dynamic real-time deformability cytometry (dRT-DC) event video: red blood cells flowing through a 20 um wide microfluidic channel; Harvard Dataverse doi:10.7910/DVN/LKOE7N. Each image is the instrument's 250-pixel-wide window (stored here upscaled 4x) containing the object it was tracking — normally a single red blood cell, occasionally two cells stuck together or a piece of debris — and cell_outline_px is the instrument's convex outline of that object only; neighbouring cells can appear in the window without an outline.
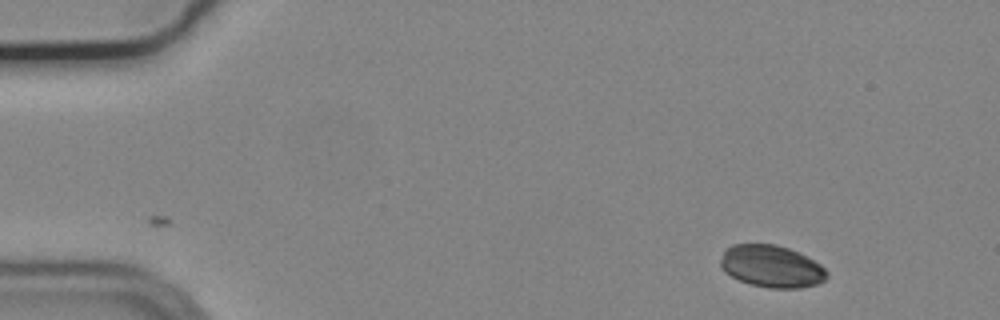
{"species": "common noctule bat (a hibernating species)", "species_latin": "Nyctalus noctula", "temperature_condition": "cold", "stored_images_in_passage": 48, "camera_frame_rate_fps": 3000, "um_per_image_px": 0.085, "animal": {"sex": "male", "body_mass_g": 19.2, "forearm_length_mm": 51.8}, "frame": {"image": 1, "passage_image": 1, "time_ms": 0.0, "image_size_px": [1000, 320], "cell_outline_px": [[828, 276], [824, 280], [816, 284], [800, 288], [772, 288], [752, 284], [740, 280], [724, 272], [720, 268], [720, 260], [724, 248], [732, 244], [776, 244], [788, 248], [820, 264], [828, 272]], "centroid_in_image_um": [65.54, 22.63], "position_along_channel_um": 19.5, "area_um2": 26.01}}
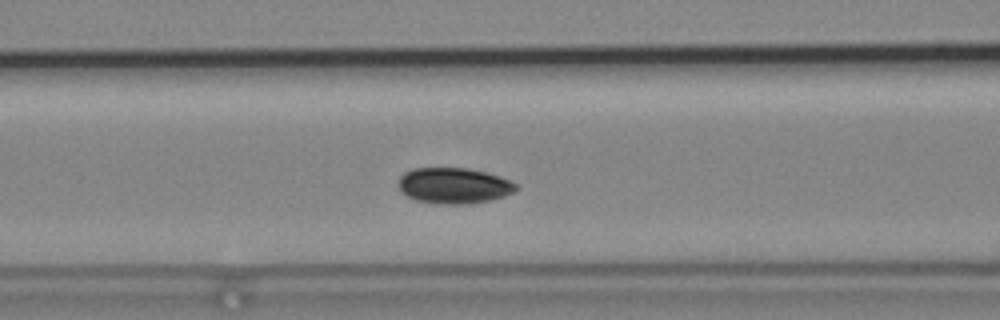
{"frame": {"image": 2, "passage_image": 18, "time_ms": 5.667, "image_size_px": [1000, 320], "cell_outline_px": [[520, 188], [504, 196], [492, 200], [468, 204], [440, 204], [416, 200], [400, 192], [400, 176], [404, 172], [416, 168], [468, 168], [500, 176], [516, 184]], "centroid_in_image_um": [38.59, 15.78], "position_along_channel_um": 128.0, "area_um2": 24.51}}
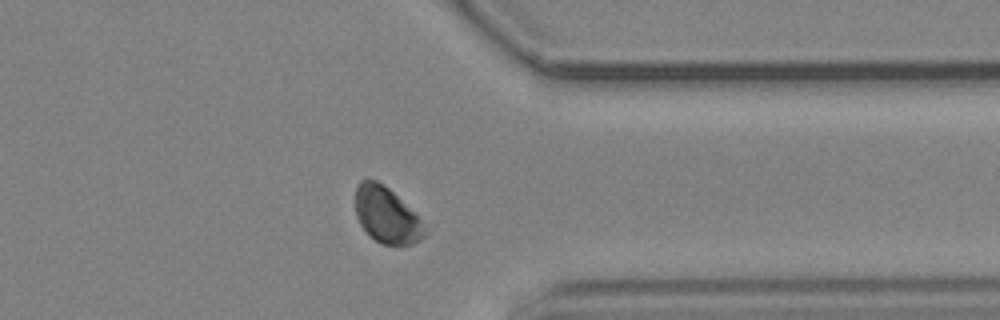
{"frame": {"image": 3, "passage_image": 39, "time_ms": 12.667, "image_size_px": [1000, 320], "cell_outline_px": [[424, 236], [420, 240], [412, 244], [380, 244], [360, 224], [356, 216], [356, 184], [360, 180], [368, 176], [376, 180], [388, 188], [420, 220], [424, 232]], "centroid_in_image_um": [32.79, 18.25], "position_along_channel_um": 378.6, "area_um2": 21.96}, "authors_computed_cell_mechanics": {"area_um2": 25.3742, "velocity_mm_per_s": 3.6556, "shape_relaxation_time_tau1_ms": null, "shape_relaxation_time_tau2_ms": 10.8609, "deformation_change_tau1": null, "deformation_change_tau2": 0.096}}